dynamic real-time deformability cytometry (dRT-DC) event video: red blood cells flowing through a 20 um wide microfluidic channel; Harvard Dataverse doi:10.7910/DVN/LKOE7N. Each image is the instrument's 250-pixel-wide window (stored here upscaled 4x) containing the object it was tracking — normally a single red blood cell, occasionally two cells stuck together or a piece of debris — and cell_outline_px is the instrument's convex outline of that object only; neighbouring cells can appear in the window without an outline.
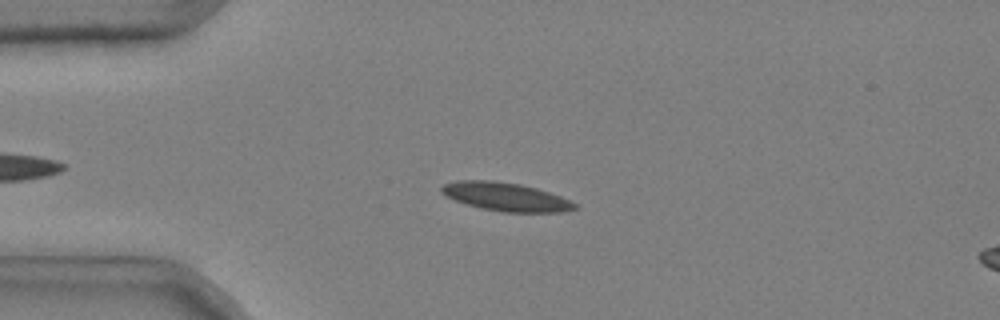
{"species": "common noctule bat (a hibernating species)", "species_latin": "Nyctalus noctula", "temperature_condition": "cold", "stored_images_in_passage": 48, "camera_frame_rate_fps": 3000, "um_per_image_px": 0.085, "animal": {"sex": "male", "body_mass_g": 20.4}, "frame": {"image": 1, "passage_image": 9, "time_ms": 2.667, "image_size_px": [1000, 320], "cell_outline_px": [[580, 208], [564, 212], [504, 212], [480, 208], [444, 196], [440, 192], [440, 188], [444, 184], [456, 180], [492, 180], [520, 184], [536, 188], [560, 196], [580, 204]], "centroid_in_image_um": [43.02, 16.73], "position_along_channel_um": 42.0, "area_um2": 22.25}}
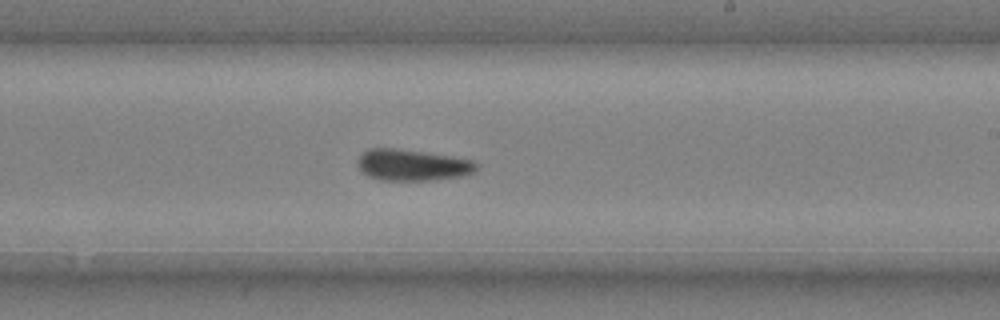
{"frame": {"image": 2, "passage_image": 28, "time_ms": 9.0, "image_size_px": [1000, 320], "cell_outline_px": [[480, 164], [476, 172], [464, 176], [432, 180], [380, 180], [368, 176], [360, 168], [360, 156], [368, 148], [392, 148], [424, 152], [452, 156], [472, 160]], "centroid_in_image_um": [35.14, 14.03], "position_along_channel_um": 253.9, "area_um2": 21.62}}
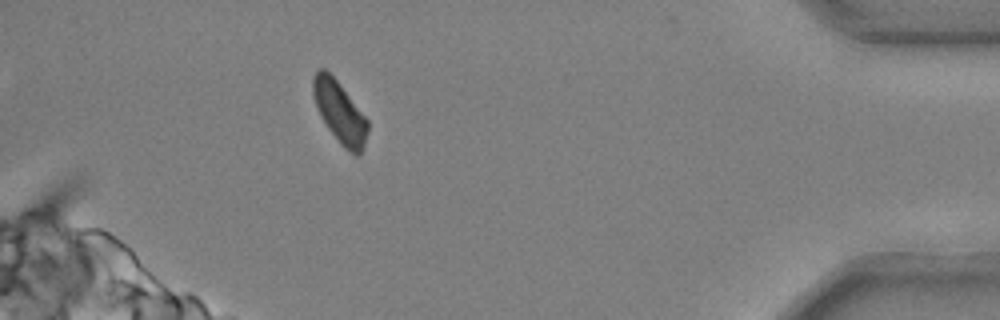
{"frame": {"image": 3, "passage_image": 44, "time_ms": 14.333, "image_size_px": [1000, 320], "cell_outline_px": [[368, 132], [364, 148], [360, 156], [356, 156], [348, 152], [340, 144], [328, 128], [320, 116], [312, 92], [312, 76], [320, 68], [324, 68], [336, 80], [368, 120]], "centroid_in_image_um": [28.88, 9.58], "position_along_channel_um": 406.3, "area_um2": 19.59}, "authors_computed_cell_mechanics": {"area_um2": 21.4438, "velocity_mm_per_s": 3.701, "shape_relaxation_time_tau1_ms": 5.9828, "shape_relaxation_time_tau2_ms": 7.3911, "deformation_change_tau1": 0.111, "deformation_change_tau2": 0.1169}}